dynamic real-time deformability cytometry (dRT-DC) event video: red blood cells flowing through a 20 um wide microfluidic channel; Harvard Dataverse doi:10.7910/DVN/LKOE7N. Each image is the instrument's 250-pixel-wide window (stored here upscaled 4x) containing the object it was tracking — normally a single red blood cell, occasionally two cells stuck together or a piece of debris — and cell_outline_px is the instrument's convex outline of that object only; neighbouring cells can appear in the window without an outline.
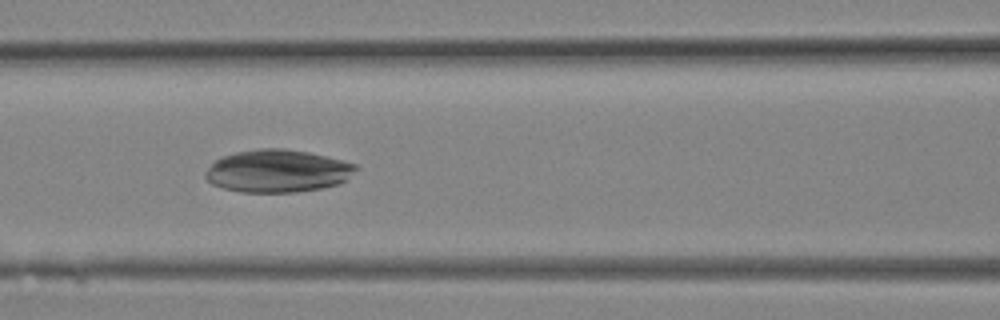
{"species": "Egyptian fruit bat (a non-hibernating species)", "species_latin": "Rousettus aegyptiacus", "temperature_condition": "room temperature", "stored_images_in_passage": 7, "camera_frame_rate_fps": 3000, "um_per_image_px": 0.085, "animal": {"sex": "female"}, "frame": {"image": 1, "passage_image": 4, "time_ms": 1.0, "image_size_px": [1000, 320], "cell_outline_px": [[360, 168], [340, 184], [320, 188], [296, 192], [240, 192], [224, 188], [212, 184], [204, 176], [204, 172], [216, 160], [224, 156], [236, 152], [260, 148], [284, 148], [308, 152], [356, 164]], "centroid_in_image_um": [23.6, 14.54], "position_along_channel_um": 143.0, "area_um2": 37.28}}
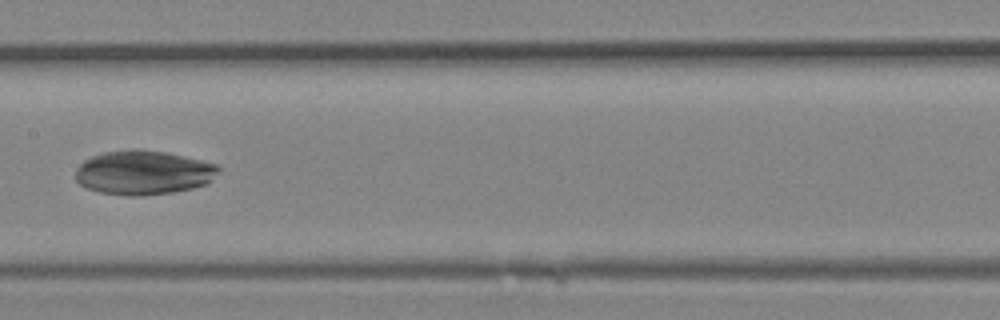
{"frame": {"image": 2, "passage_image": 6, "time_ms": 1.667, "image_size_px": [1000, 320], "cell_outline_px": [[220, 168], [208, 184], [192, 188], [172, 192], [136, 196], [132, 196], [100, 192], [84, 188], [76, 180], [76, 168], [84, 160], [92, 156], [104, 152], [132, 148], [136, 148], [164, 152], [184, 156], [220, 164]], "centroid_in_image_um": [12.19, 14.66], "position_along_channel_um": 195.2, "area_um2": 36.99}}